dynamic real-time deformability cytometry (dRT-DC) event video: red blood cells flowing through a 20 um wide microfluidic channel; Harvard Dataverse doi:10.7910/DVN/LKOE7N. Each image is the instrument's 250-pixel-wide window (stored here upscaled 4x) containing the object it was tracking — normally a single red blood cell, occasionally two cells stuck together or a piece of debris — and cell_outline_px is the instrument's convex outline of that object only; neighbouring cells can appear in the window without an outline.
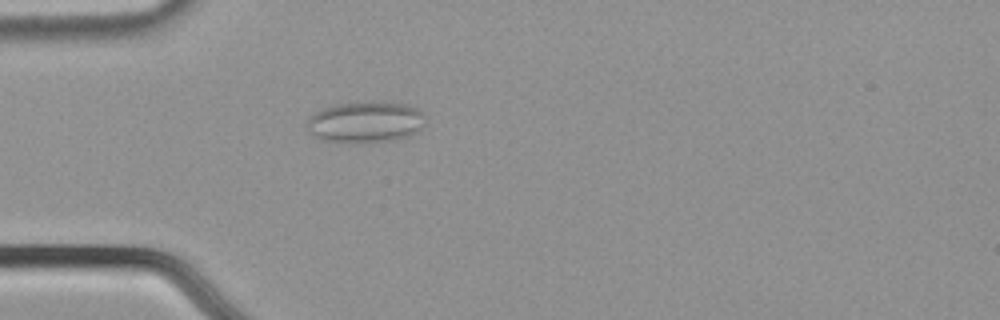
{"species": "common noctule bat (a hibernating species)", "species_latin": "Nyctalus noctula", "temperature_condition": "cold", "stored_images_in_passage": 55, "camera_frame_rate_fps": 3000, "um_per_image_px": 0.085, "animal": {"sex": "male", "body_mass_g": 21.5, "forearm_length_mm": 52.0}, "frame": {"image": 1, "passage_image": 16, "time_ms": 5.0, "image_size_px": [1000, 320], "cell_outline_px": [[424, 124], [412, 136], [392, 140], [324, 140], [316, 136], [304, 124], [308, 116], [312, 112], [332, 104], [380, 100], [404, 104], [416, 108], [424, 112]], "centroid_in_image_um": [31.07, 10.3], "position_along_channel_um": 53.9, "area_um2": 28.26}}
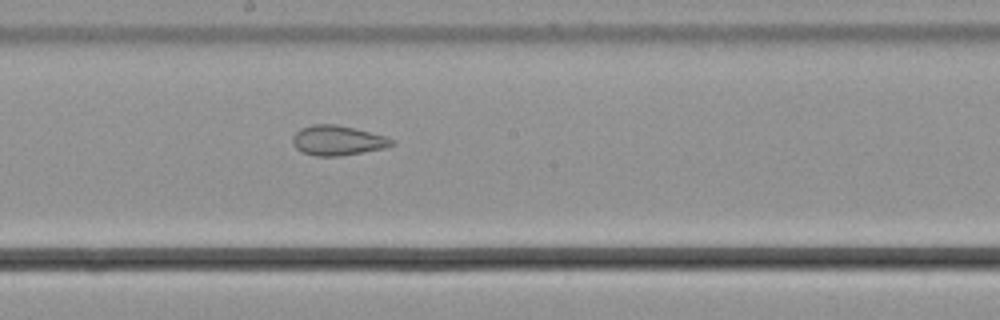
{"frame": {"image": 2, "passage_image": 30, "time_ms": 9.667, "image_size_px": [1000, 320], "cell_outline_px": [[396, 144], [384, 148], [340, 156], [316, 156], [304, 152], [296, 148], [292, 144], [292, 136], [300, 128], [312, 124], [336, 124], [356, 128], [388, 136], [396, 140]], "centroid_in_image_um": [28.73, 11.92], "position_along_channel_um": 219.5, "area_um2": 17.51}}
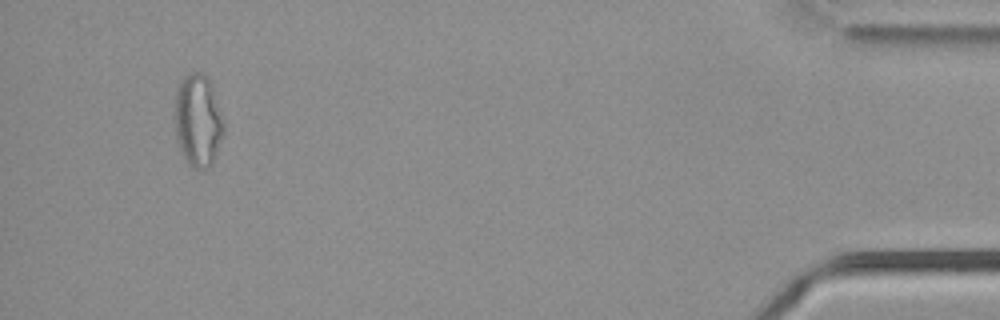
{"frame": {"image": 3, "passage_image": 52, "time_ms": 17.0, "image_size_px": [1000, 320], "cell_outline_px": [[224, 132], [216, 156], [212, 164], [204, 168], [196, 168], [188, 164], [180, 152], [176, 140], [172, 112], [176, 92], [180, 80], [184, 76], [192, 72], [200, 72], [208, 76], [212, 84], [224, 120]], "centroid_in_image_um": [16.8, 10.22], "position_along_channel_um": 418.4, "area_um2": 27.28}, "authors_computed_cell_mechanics": {"area_um2": 23.5246, "velocity_mm_per_s": 3.7311, "shape_relaxation_time_tau1_ms": null, "shape_relaxation_time_tau2_ms": 1.9413, "deformation_change_tau1": null, "deformation_change_tau2": 0.074}}